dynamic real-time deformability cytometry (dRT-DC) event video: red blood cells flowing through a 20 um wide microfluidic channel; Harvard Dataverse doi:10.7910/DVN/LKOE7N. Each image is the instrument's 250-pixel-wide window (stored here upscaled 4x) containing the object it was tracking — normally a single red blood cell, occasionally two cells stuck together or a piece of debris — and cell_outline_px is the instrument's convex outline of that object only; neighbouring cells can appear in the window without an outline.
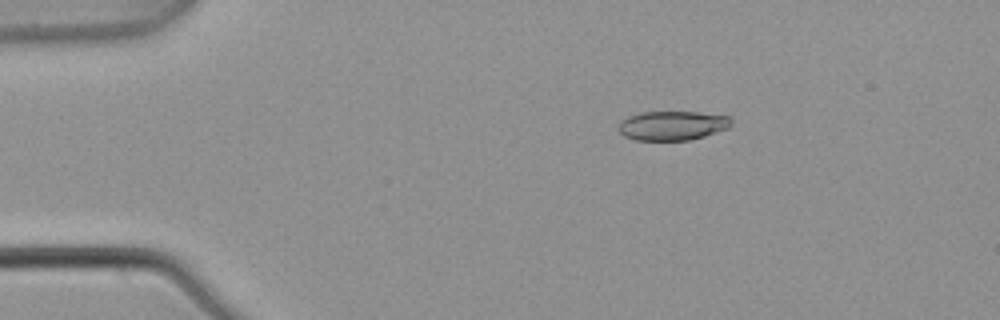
{"species": "common noctule bat (a hibernating species)", "species_latin": "Nyctalus noctula", "temperature_condition": "warm", "stored_images_in_passage": 5, "camera_frame_rate_fps": 3000, "um_per_image_px": 0.085, "animal": {"sex": "male", "body_mass_g": 21.5, "forearm_length_mm": 52.0}, "frame": {"image": 1, "passage_image": 3, "time_ms": 0.667, "image_size_px": [1000, 320], "cell_outline_px": [[732, 124], [728, 128], [704, 136], [688, 140], [636, 140], [624, 136], [616, 128], [620, 120], [628, 116], [640, 112], [700, 112], [732, 116]], "centroid_in_image_um": [57.14, 10.66], "position_along_channel_um": 27.9, "area_um2": 19.48}}